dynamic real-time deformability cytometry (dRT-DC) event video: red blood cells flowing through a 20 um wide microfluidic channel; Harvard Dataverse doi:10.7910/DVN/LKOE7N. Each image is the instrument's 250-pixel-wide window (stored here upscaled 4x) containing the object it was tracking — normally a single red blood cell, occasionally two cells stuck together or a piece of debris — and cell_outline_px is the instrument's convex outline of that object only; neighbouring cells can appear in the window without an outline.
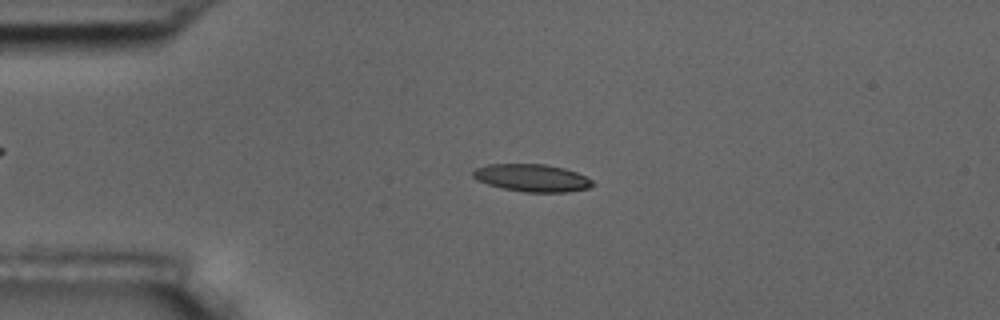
{"species": "common noctule bat (a hibernating species)", "species_latin": "Nyctalus noctula", "temperature_condition": "room temperature", "stored_images_in_passage": 5, "camera_frame_rate_fps": 3000, "um_per_image_px": 0.085, "animal": {"sex": "male", "body_mass_g": 17.5, "forearm_length_mm": 52.3}, "frame": {"image": 1, "passage_image": 4, "time_ms": 4.333, "image_size_px": [1000, 320], "cell_outline_px": [[596, 184], [588, 188], [568, 192], [524, 192], [504, 188], [488, 184], [476, 180], [472, 176], [472, 172], [476, 168], [488, 164], [544, 164], [564, 168], [576, 172], [592, 180]], "centroid_in_image_um": [45.22, 15.12], "position_along_channel_um": 39.8, "area_um2": 19.13}}